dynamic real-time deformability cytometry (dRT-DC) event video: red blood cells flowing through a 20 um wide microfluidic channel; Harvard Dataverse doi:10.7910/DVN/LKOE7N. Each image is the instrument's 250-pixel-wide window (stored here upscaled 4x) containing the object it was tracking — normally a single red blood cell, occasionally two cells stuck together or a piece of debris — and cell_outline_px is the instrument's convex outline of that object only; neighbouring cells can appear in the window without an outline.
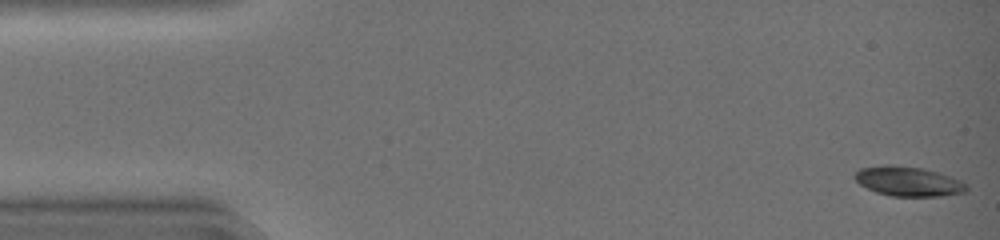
{"species": "common noctule bat (a hibernating species)", "species_latin": "Nyctalus noctula", "temperature_condition": "warm", "stored_images_in_passage": 31, "camera_frame_rate_fps": 3000, "um_per_image_px": 0.085, "animal": {"sex": "female", "body_mass_g": 19.0, "forearm_length_mm": 51.5}, "frame": {"image": 1, "passage_image": 1, "time_ms": 0.0, "image_size_px": [1000, 240], "cell_outline_px": [[968, 192], [940, 196], [892, 196], [876, 192], [860, 184], [852, 176], [860, 168], [884, 164], [888, 164], [920, 168], [936, 172], [960, 180], [968, 184]], "centroid_in_image_um": [77.2, 15.42], "position_along_channel_um": 7.8, "area_um2": 19.25}}
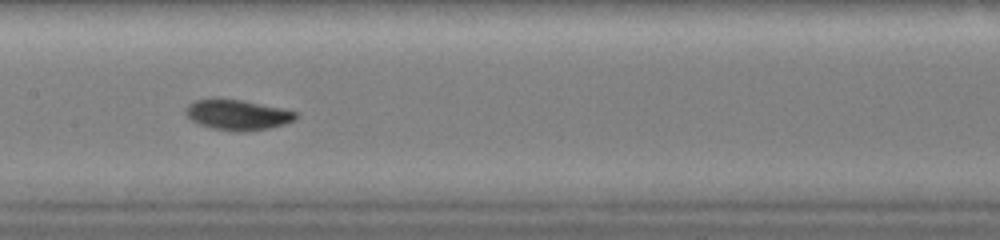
{"frame": {"image": 2, "passage_image": 23, "time_ms": 7.333, "image_size_px": [1000, 240], "cell_outline_px": [[300, 112], [296, 120], [284, 124], [268, 128], [244, 132], [240, 132], [212, 128], [200, 124], [192, 120], [184, 112], [184, 108], [188, 104], [196, 100], [212, 96], [244, 100], [284, 108]], "centroid_in_image_um": [20.2, 9.72], "position_along_channel_um": 187.2, "area_um2": 20.11}}
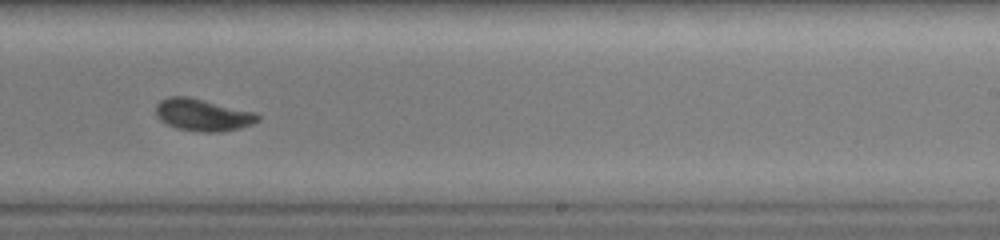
{"frame": {"image": 3, "passage_image": 29, "time_ms": 9.333, "image_size_px": [1000, 240], "cell_outline_px": [[260, 120], [252, 124], [240, 128], [220, 132], [196, 132], [176, 128], [160, 120], [156, 116], [156, 104], [160, 100], [168, 96], [188, 96], [256, 112], [260, 116]], "centroid_in_image_um": [17.23, 9.76], "position_along_channel_um": 271.8, "area_um2": 19.31}}